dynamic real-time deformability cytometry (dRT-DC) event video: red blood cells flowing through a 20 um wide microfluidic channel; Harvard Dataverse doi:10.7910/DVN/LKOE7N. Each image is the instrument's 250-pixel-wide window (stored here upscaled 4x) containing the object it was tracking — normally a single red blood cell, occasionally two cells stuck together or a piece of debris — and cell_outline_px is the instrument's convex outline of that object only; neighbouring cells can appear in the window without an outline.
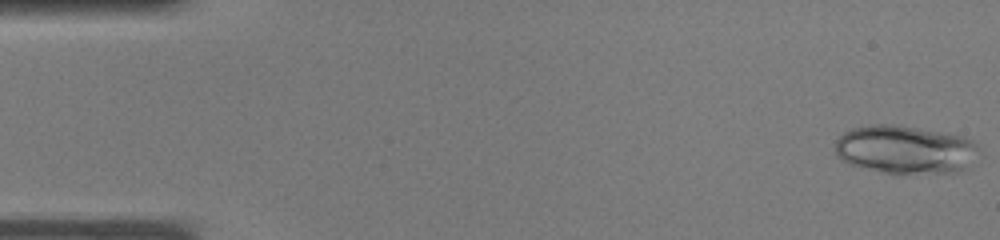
{"species": "common noctule bat (a hibernating species)", "species_latin": "Nyctalus noctula", "temperature_condition": "warm", "stored_images_in_passage": 37, "camera_frame_rate_fps": 3000, "um_per_image_px": 0.085, "animal": {"sex": "male", "body_mass_g": 19.0, "forearm_length_mm": 50.8}, "frame": {"image": 1, "passage_image": 1, "time_ms": 0.0, "image_size_px": [1000, 240], "cell_outline_px": [[976, 148], [968, 168], [960, 172], [892, 176], [848, 164], [840, 160], [836, 156], [836, 140], [844, 132], [852, 128], [868, 124], [892, 124], [964, 136], [972, 140], [976, 144]], "centroid_in_image_um": [76.87, 12.76], "position_along_channel_um": 8.1, "area_um2": 41.27}}
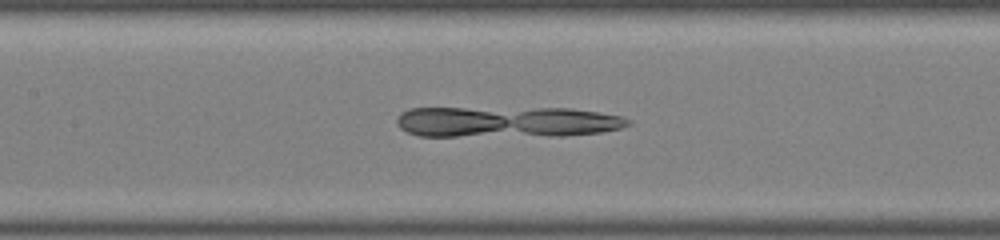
{"frame": {"image": 2, "passage_image": 17, "time_ms": 5.333, "image_size_px": [1000, 240], "cell_outline_px": [[632, 124], [620, 128], [600, 132], [564, 136], [416, 136], [400, 128], [396, 124], [396, 120], [400, 112], [408, 108], [572, 108], [620, 116], [632, 120]], "centroid_in_image_um": [43.05, 10.36], "position_along_channel_um": 164.4, "area_um2": 42.14}}